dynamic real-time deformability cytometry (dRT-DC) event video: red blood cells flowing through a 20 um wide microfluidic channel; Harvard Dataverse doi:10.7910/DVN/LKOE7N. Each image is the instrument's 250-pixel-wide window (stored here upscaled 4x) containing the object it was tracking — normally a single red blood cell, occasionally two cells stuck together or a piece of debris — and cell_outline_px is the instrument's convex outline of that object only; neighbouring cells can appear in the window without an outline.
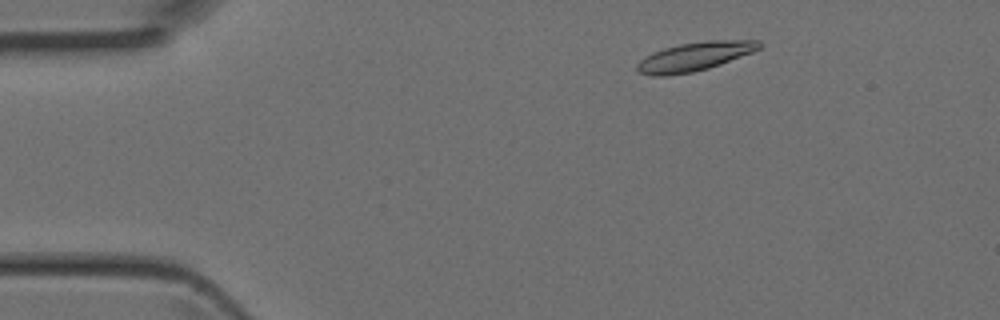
{"species": "Egyptian fruit bat (a non-hibernating species)", "species_latin": "Rousettus aegyptiacus", "temperature_condition": "room temperature", "stored_images_in_passage": 42, "camera_frame_rate_fps": 3000, "um_per_image_px": 0.085, "animal": {"sex": "female"}, "frame": {"image": 1, "passage_image": 4, "time_ms": 1.0, "image_size_px": [1000, 320], "cell_outline_px": [[764, 44], [760, 48], [752, 52], [720, 64], [708, 68], [692, 72], [664, 76], [652, 76], [640, 72], [636, 68], [636, 64], [644, 56], [652, 52], [664, 48], [680, 44], [708, 40], [760, 40]], "centroid_in_image_um": [59.04, 4.79], "position_along_channel_um": 26.0, "area_um2": 20.46}}
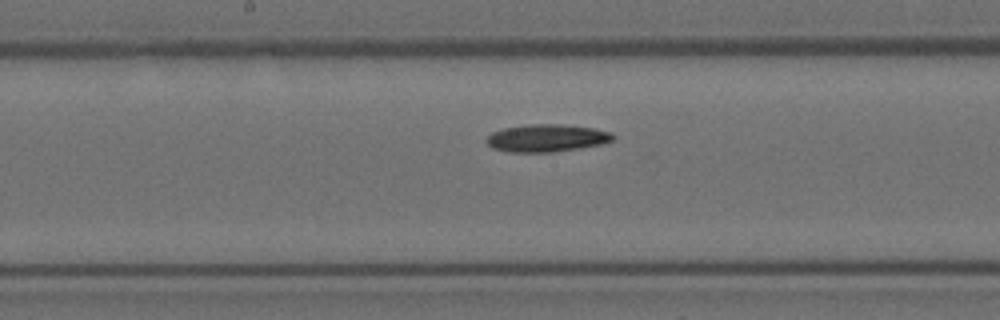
{"frame": {"image": 2, "passage_image": 20, "time_ms": 6.333, "image_size_px": [1000, 320], "cell_outline_px": [[616, 136], [612, 140], [600, 144], [580, 148], [552, 152], [508, 152], [492, 148], [484, 140], [492, 132], [504, 128], [528, 124], [560, 124], [592, 128], [612, 132]], "centroid_in_image_um": [46.44, 11.73], "position_along_channel_um": 201.8, "area_um2": 20.29}}
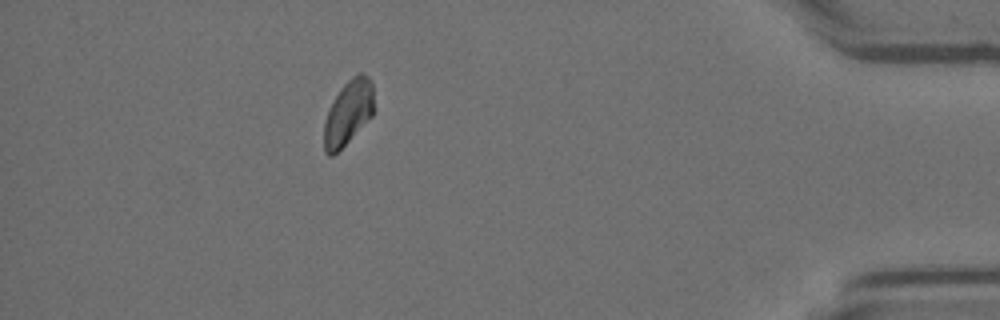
{"frame": {"image": 3, "passage_image": 37, "time_ms": 12.0, "image_size_px": [1000, 320], "cell_outline_px": [[372, 116], [332, 156], [328, 156], [324, 152], [324, 124], [328, 112], [340, 88], [356, 72], [360, 72], [368, 76], [372, 84]], "centroid_in_image_um": [29.58, 9.55], "position_along_channel_um": 405.6, "area_um2": 18.26}}